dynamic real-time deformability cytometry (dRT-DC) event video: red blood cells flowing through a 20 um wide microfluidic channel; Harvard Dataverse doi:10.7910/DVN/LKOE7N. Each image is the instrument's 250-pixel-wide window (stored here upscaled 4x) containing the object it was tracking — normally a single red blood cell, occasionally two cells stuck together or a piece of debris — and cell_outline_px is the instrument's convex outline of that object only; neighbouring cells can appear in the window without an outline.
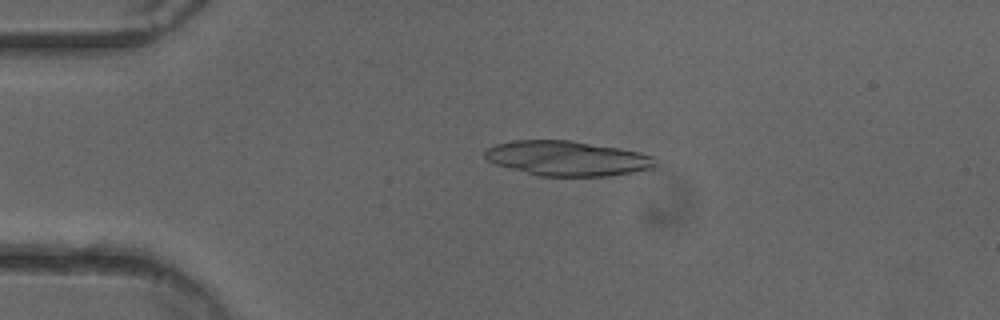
{"species": "common noctule bat (a hibernating species)", "species_latin": "Nyctalus noctula", "temperature_condition": "cold", "stored_images_in_passage": 32, "camera_frame_rate_fps": 3000, "um_per_image_px": 0.085, "animal": {"sex": "female"}, "frame": {"image": 1, "passage_image": 10, "time_ms": 3.0, "image_size_px": [1000, 320], "cell_outline_px": [[656, 164], [652, 168], [632, 172], [608, 176], [540, 176], [496, 164], [488, 160], [484, 156], [484, 152], [488, 148], [496, 144], [512, 140], [572, 140], [620, 148], [640, 152], [652, 156], [656, 160]], "centroid_in_image_um": [48.23, 13.45], "position_along_channel_um": 36.8, "area_um2": 34.56}}